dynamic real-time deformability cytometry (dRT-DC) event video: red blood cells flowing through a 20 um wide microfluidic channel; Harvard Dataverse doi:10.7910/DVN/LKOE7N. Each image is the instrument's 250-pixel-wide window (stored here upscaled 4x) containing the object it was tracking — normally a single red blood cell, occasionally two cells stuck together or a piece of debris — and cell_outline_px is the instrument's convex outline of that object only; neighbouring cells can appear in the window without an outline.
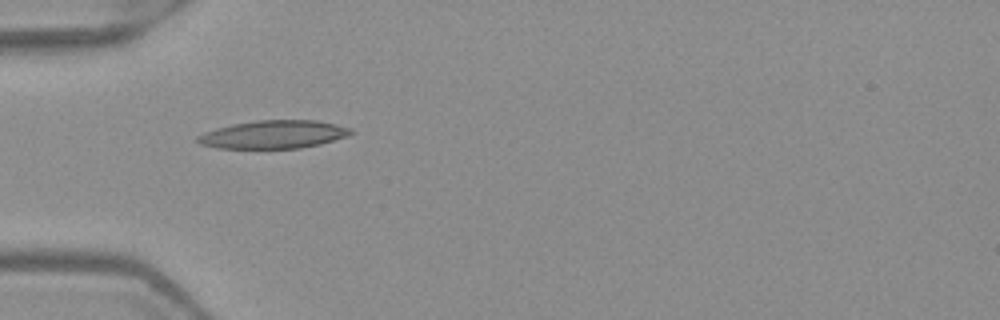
{"species": "Egyptian fruit bat (a non-hibernating species)", "species_latin": "Rousettus aegyptiacus", "temperature_condition": "warm", "stored_images_in_passage": 3, "camera_frame_rate_fps": 3000, "um_per_image_px": 0.085, "frame": {"image": 1, "passage_image": 1, "time_ms": 0.0, "image_size_px": [1000, 320], "cell_outline_px": [[356, 132], [348, 136], [320, 144], [300, 148], [216, 148], [200, 144], [196, 140], [196, 136], [204, 132], [216, 128], [232, 124], [256, 120], [316, 120], [336, 124], [352, 128]], "centroid_in_image_um": [23.27, 11.42], "position_along_channel_um": 61.7, "area_um2": 25.26}}
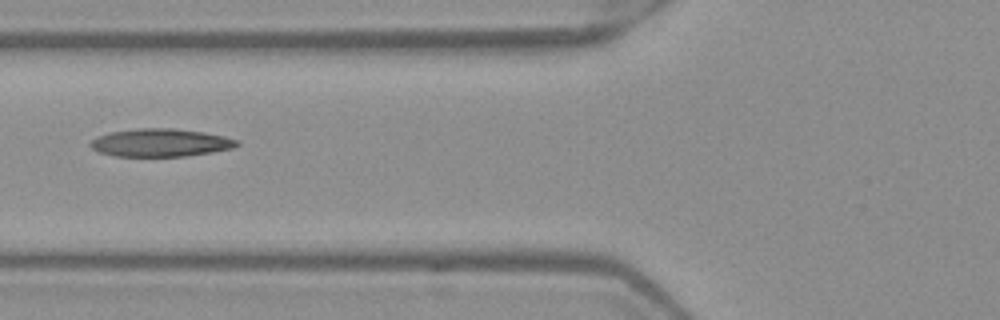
{"frame": {"image": 2, "passage_image": 2, "time_ms": 0.333, "image_size_px": [1000, 320], "cell_outline_px": [[240, 144], [232, 148], [212, 152], [184, 156], [116, 156], [100, 152], [92, 148], [88, 144], [96, 136], [108, 132], [140, 128], [172, 128], [204, 132], [224, 136], [236, 140]], "centroid_in_image_um": [13.61, 12.12], "position_along_channel_um": 112.2, "area_um2": 23.76}}
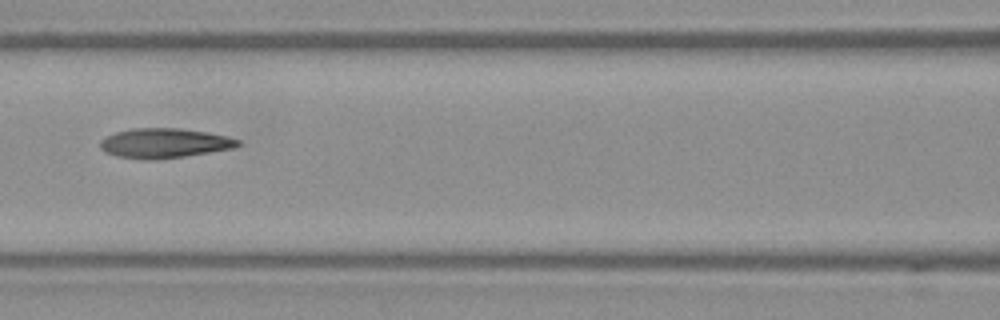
{"frame": {"image": 3, "passage_image": 3, "time_ms": 0.667, "image_size_px": [1000, 320], "cell_outline_px": [[244, 144], [232, 148], [184, 156], [156, 160], [148, 160], [116, 156], [104, 152], [100, 148], [100, 140], [116, 132], [132, 128], [180, 128], [208, 132], [228, 136], [240, 140]], "centroid_in_image_um": [13.98, 12.16], "position_along_channel_um": 152.6, "area_um2": 23.93}}